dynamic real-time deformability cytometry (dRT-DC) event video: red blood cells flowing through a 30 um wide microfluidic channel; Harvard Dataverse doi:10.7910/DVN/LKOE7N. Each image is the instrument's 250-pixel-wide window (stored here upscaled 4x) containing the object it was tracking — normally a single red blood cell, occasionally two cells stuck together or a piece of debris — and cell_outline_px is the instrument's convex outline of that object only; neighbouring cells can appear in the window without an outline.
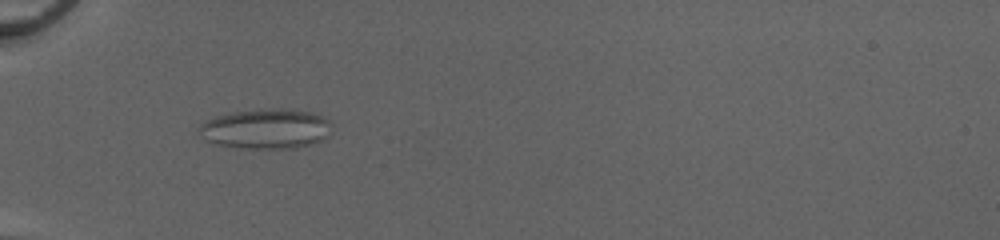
{"species": "common noctule bat (a hibernating species)", "species_latin": "Nyctalus noctula", "temperature_condition": "cold", "stored_images_in_passage": 36, "camera_frame_rate_fps": 3000, "um_per_image_px": 0.085, "animal": {"sex": "female", "body_mass_g": 20.0, "forearm_length_mm": 54.0}, "frame": {"image": 1, "passage_image": 2, "time_ms": 0.333, "image_size_px": [1000, 240], "cell_outline_px": [[328, 136], [320, 140], [296, 148], [240, 148], [212, 144], [208, 140], [200, 128], [200, 124], [216, 116], [236, 112], [280, 108], [312, 112], [328, 120]], "centroid_in_image_um": [22.61, 10.96], "position_along_channel_um": 62.4, "area_um2": 30.06}}
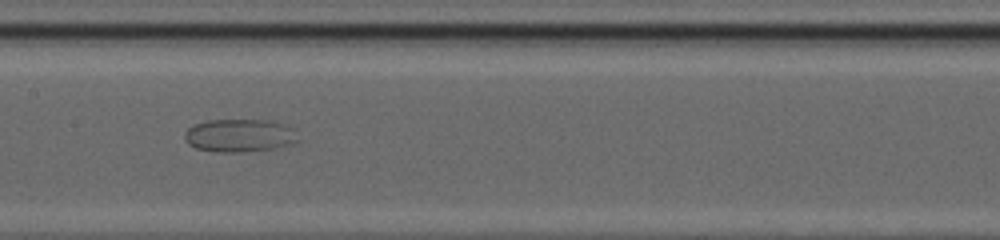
{"frame": {"image": 2, "passage_image": 12, "time_ms": 3.667, "image_size_px": [1000, 240], "cell_outline_px": [[300, 140], [292, 144], [276, 148], [244, 152], [216, 152], [196, 148], [188, 144], [184, 136], [184, 132], [192, 124], [208, 120], [268, 120], [284, 124], [292, 128]], "centroid_in_image_um": [20.35, 11.52], "position_along_channel_um": 187.0, "area_um2": 22.02}}
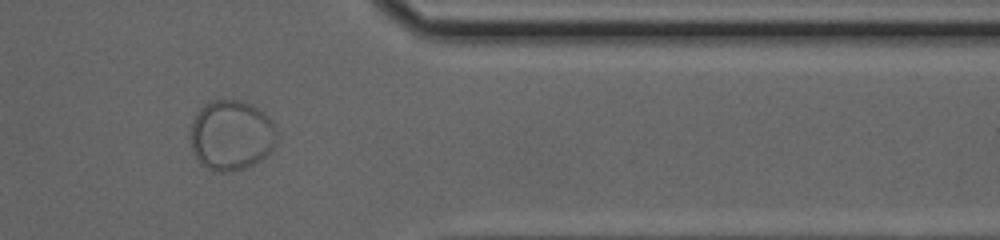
{"frame": {"image": 3, "passage_image": 28, "time_ms": 9.0, "image_size_px": [1000, 240], "cell_outline_px": [[276, 144], [260, 160], [244, 168], [224, 172], [212, 172], [200, 164], [196, 160], [192, 148], [192, 124], [200, 108], [204, 104], [212, 100], [236, 100], [248, 104], [256, 108], [268, 116], [276, 132]], "centroid_in_image_um": [19.63, 11.52], "position_along_channel_um": 391.8, "area_um2": 34.85}}